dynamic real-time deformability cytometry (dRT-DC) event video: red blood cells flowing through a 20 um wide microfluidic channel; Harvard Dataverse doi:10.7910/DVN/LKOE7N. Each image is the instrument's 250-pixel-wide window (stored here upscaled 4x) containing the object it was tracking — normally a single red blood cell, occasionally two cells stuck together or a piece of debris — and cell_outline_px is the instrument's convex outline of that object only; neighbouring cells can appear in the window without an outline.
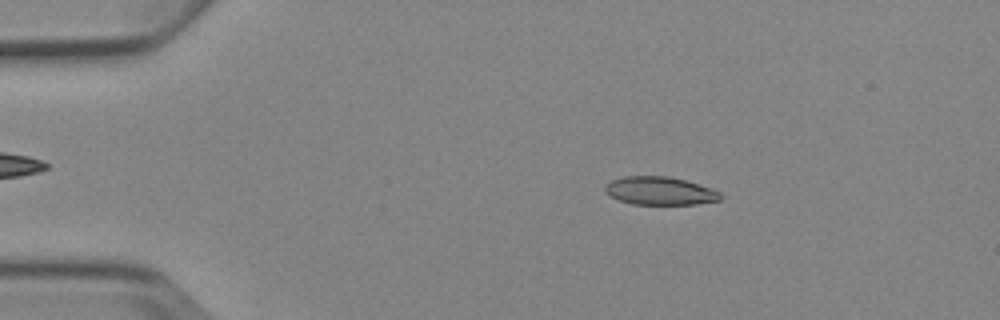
{"species": "Egyptian fruit bat (a non-hibernating species)", "species_latin": "Rousettus aegyptiacus", "temperature_condition": "cold", "stored_images_in_passage": 6, "camera_frame_rate_fps": 3000, "um_per_image_px": 0.085, "animal": {"sex": "female"}, "frame": {"image": 1, "passage_image": 2, "time_ms": 1.0, "image_size_px": [1000, 320], "cell_outline_px": [[720, 200], [696, 204], [632, 204], [620, 200], [604, 192], [604, 188], [612, 180], [624, 176], [668, 176], [684, 180], [720, 192]], "centroid_in_image_um": [56.05, 16.22], "position_along_channel_um": 28.9, "area_um2": 18.55}}
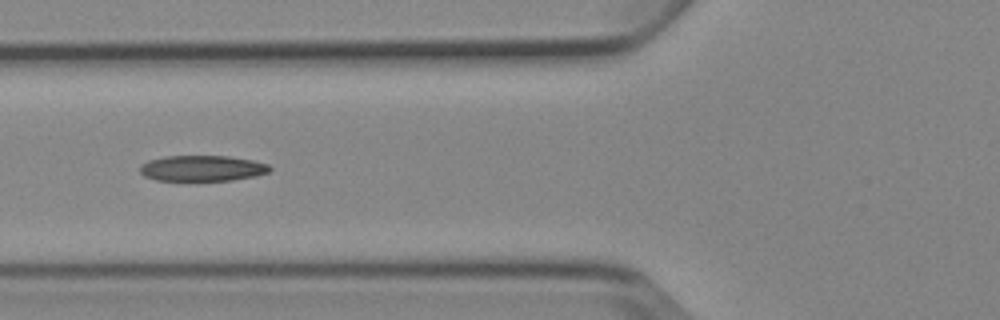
{"frame": {"image": 2, "passage_image": 5, "time_ms": 4.667, "image_size_px": [1000, 320], "cell_outline_px": [[272, 168], [268, 172], [256, 176], [232, 180], [156, 180], [144, 176], [140, 172], [140, 164], [148, 160], [164, 156], [228, 156], [252, 160], [268, 164]], "centroid_in_image_um": [17.17, 14.3], "position_along_channel_um": 108.6, "area_um2": 19.48}}
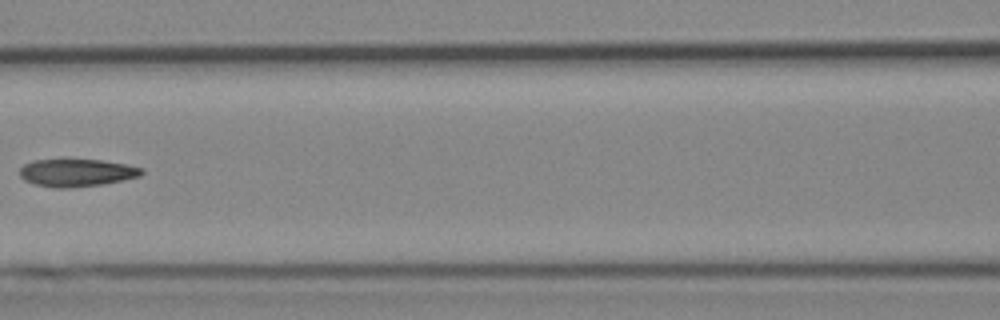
{"frame": {"image": 3, "passage_image": 6, "time_ms": 6.0, "image_size_px": [1000, 320], "cell_outline_px": [[144, 172], [140, 176], [124, 180], [104, 184], [68, 188], [56, 188], [36, 184], [24, 180], [20, 176], [20, 168], [24, 164], [32, 160], [100, 160], [128, 164], [144, 168]], "centroid_in_image_um": [6.55, 14.68], "position_along_channel_um": 160.0, "area_um2": 19.65}}